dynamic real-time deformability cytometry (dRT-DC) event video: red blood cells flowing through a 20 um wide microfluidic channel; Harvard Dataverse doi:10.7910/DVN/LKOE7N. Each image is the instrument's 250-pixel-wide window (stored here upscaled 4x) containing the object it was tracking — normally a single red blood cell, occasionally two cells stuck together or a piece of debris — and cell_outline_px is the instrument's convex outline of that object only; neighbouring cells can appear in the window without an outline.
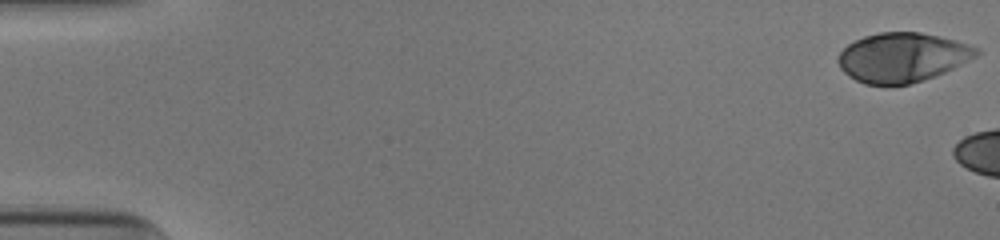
{"species": "human", "species_latin": "Homo sapiens", "temperature_condition": "cold", "stored_images_in_passage": 6, "camera_frame_rate_fps": 3000, "um_per_image_px": 0.085, "donor": {"sex": "male"}, "frame": {"image": 1, "passage_image": 1, "time_ms": 0.0, "image_size_px": [1000, 240], "cell_outline_px": [[980, 52], [976, 56], [944, 72], [924, 80], [908, 84], [864, 84], [848, 76], [840, 68], [836, 60], [840, 52], [848, 44], [864, 36], [880, 32], [920, 32], [956, 40], [980, 48]], "centroid_in_image_um": [76.68, 4.87], "position_along_channel_um": 8.3, "area_um2": 39.59}}